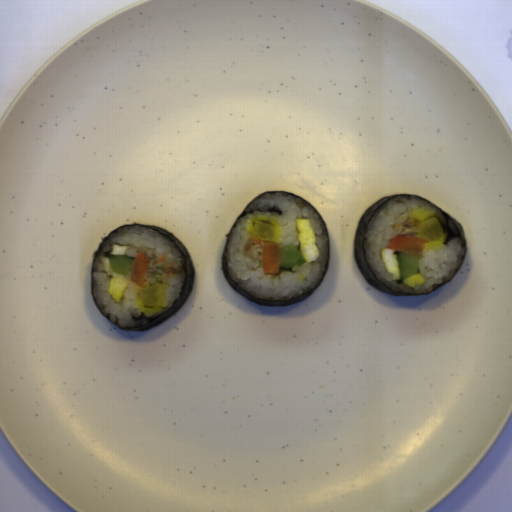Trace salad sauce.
<instances>
[{"label": "salad sauce", "instance_id": "11859cd6", "mask_svg": "<svg viewBox=\"0 0 512 512\" xmlns=\"http://www.w3.org/2000/svg\"><path fill=\"white\" fill-rule=\"evenodd\" d=\"M111 253L109 255L120 256L126 255V251L130 249L128 245H118L113 243L111 246Z\"/></svg>", "mask_w": 512, "mask_h": 512}]
</instances>
